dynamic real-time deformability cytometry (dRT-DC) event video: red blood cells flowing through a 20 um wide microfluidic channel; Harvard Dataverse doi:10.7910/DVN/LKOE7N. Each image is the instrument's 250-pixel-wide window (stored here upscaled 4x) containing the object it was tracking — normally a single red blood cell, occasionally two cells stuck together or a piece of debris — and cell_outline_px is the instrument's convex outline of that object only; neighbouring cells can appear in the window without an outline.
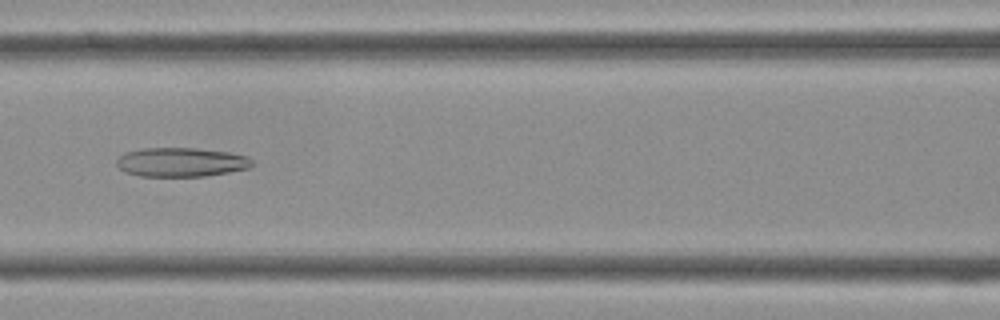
{"species": "Egyptian fruit bat (a non-hibernating species)", "species_latin": "Rousettus aegyptiacus", "temperature_condition": "cold", "stored_images_in_passage": 34, "camera_frame_rate_fps": 3000, "um_per_image_px": 0.085, "frame": {"image": 1, "passage_image": 10, "time_ms": 3.0, "image_size_px": [1000, 320], "cell_outline_px": [[256, 164], [248, 168], [228, 172], [204, 176], [140, 176], [124, 172], [116, 164], [116, 160], [124, 152], [140, 148], [196, 148], [228, 152], [248, 156]], "centroid_in_image_um": [15.39, 13.78], "position_along_channel_um": 151.2, "area_um2": 23.12}}
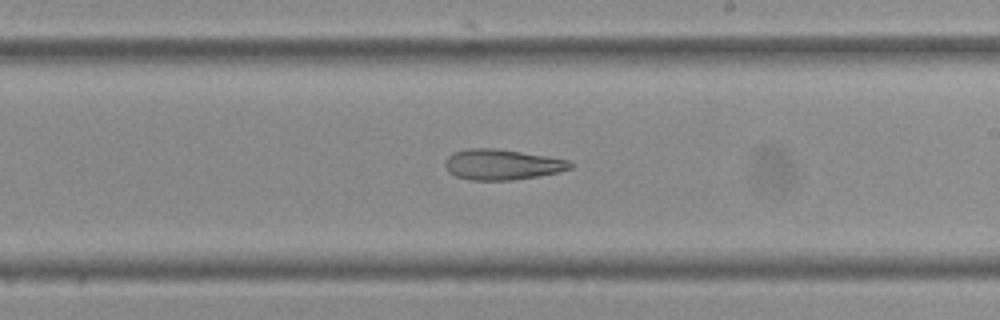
{"frame": {"image": 2, "passage_image": 16, "time_ms": 5.0, "image_size_px": [1000, 320], "cell_outline_px": [[572, 168], [560, 172], [512, 180], [468, 180], [456, 176], [448, 172], [444, 164], [444, 160], [452, 152], [468, 148], [496, 148], [548, 156], [568, 160], [572, 164]], "centroid_in_image_um": [42.64, 13.98], "position_along_channel_um": 246.4, "area_um2": 22.43}}
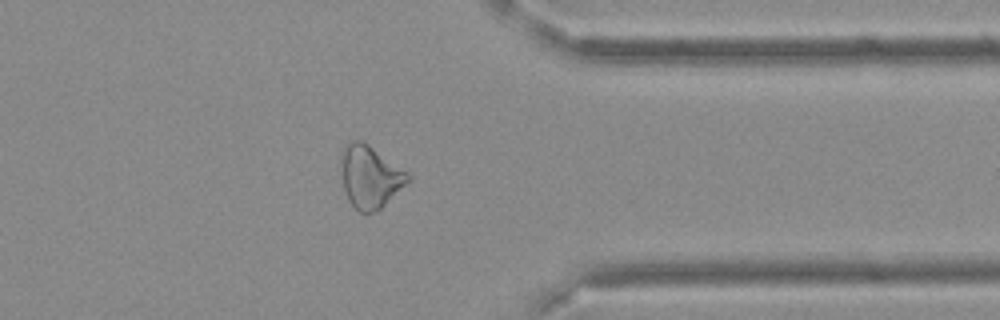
{"frame": {"image": 3, "passage_image": 25, "time_ms": 8.0, "image_size_px": [1000, 320], "cell_outline_px": [[412, 180], [376, 212], [360, 212], [348, 200], [344, 188], [340, 160], [340, 152], [352, 140], [360, 140], [368, 144], [408, 172], [412, 176]], "centroid_in_image_um": [31.47, 15.02], "position_along_channel_um": 379.9, "area_um2": 24.33}}